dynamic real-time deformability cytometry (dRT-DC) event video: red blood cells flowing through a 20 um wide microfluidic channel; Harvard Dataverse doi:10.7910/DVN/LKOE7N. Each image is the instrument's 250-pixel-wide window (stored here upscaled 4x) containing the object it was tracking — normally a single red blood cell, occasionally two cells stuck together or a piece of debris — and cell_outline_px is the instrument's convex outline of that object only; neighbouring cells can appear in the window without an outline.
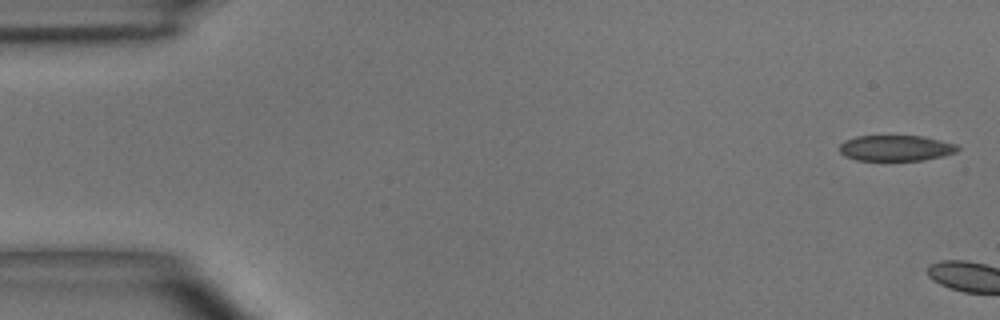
{"species": "common noctule bat (a hibernating species)", "species_latin": "Nyctalus noctula", "temperature_condition": "room temperature", "stored_images_in_passage": 5, "camera_frame_rate_fps": 3000, "um_per_image_px": 0.085, "animal": {"sex": "male", "body_mass_g": 15.6}, "frame": {"image": 1, "passage_image": 1, "time_ms": 0.0, "image_size_px": [1000, 320], "cell_outline_px": [[960, 148], [956, 152], [944, 156], [924, 160], [856, 160], [844, 156], [840, 152], [840, 144], [844, 140], [856, 136], [924, 136], [956, 144]], "centroid_in_image_um": [76.14, 12.58], "position_along_channel_um": 8.9, "area_um2": 17.8}}